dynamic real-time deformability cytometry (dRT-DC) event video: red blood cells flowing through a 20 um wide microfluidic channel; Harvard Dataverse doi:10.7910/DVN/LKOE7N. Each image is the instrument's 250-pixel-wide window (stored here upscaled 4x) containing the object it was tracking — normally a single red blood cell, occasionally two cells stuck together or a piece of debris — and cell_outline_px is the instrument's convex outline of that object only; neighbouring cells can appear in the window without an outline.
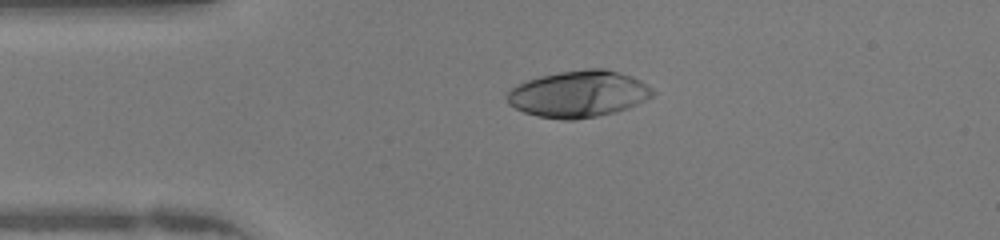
{"species": "human", "species_latin": "Homo sapiens", "temperature_condition": "warm", "stored_images_in_passage": 47, "camera_frame_rate_fps": 3000, "um_per_image_px": 0.085, "donor": {"sex": "female"}, "frame": {"image": 1, "passage_image": 10, "time_ms": 3.0, "image_size_px": [1000, 240], "cell_outline_px": [[656, 92], [652, 96], [628, 108], [616, 112], [576, 120], [564, 120], [536, 116], [524, 112], [508, 104], [508, 92], [512, 88], [528, 80], [540, 76], [560, 72], [588, 68], [604, 68], [632, 76], [640, 80], [652, 88]], "centroid_in_image_um": [49.2, 7.99], "position_along_channel_um": 35.8, "area_um2": 39.36}}
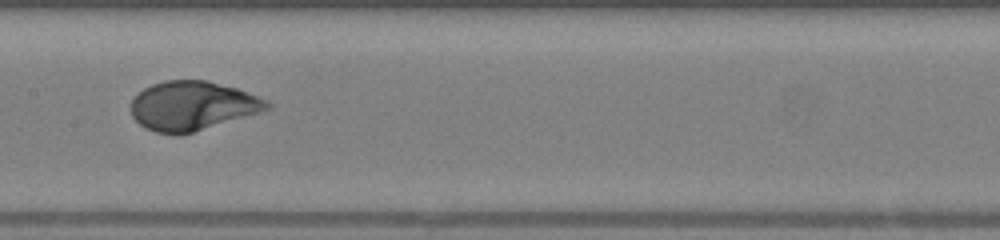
{"frame": {"image": 2, "passage_image": 23, "time_ms": 7.333, "image_size_px": [1000, 240], "cell_outline_px": [[272, 108], [180, 136], [176, 136], [156, 132], [144, 128], [132, 116], [132, 100], [144, 88], [152, 84], [164, 80], [208, 80], [236, 88], [268, 100], [272, 104]], "centroid_in_image_um": [16.35, 9.0], "position_along_channel_um": 191.1, "area_um2": 38.9}}
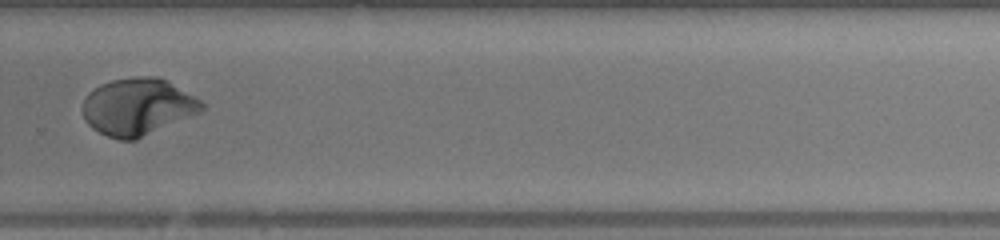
{"frame": {"image": 3, "passage_image": 32, "time_ms": 10.333, "image_size_px": [1000, 240], "cell_outline_px": [[204, 108], [200, 112], [136, 140], [120, 140], [108, 136], [92, 128], [84, 120], [84, 100], [88, 92], [100, 84], [112, 80], [136, 76], [160, 76], [200, 100], [204, 104]], "centroid_in_image_um": [11.7, 9.07], "position_along_channel_um": 318.1, "area_um2": 39.42}, "authors_computed_cell_mechanics": {"area_um2": 39.3618, "velocity_mm_per_s": 4.2486, "shape_relaxation_time_tau1_ms": 3.0523, "shape_relaxation_time_tau2_ms": null, "deformation_change_tau1": 0.2403, "deformation_change_tau2": null}}